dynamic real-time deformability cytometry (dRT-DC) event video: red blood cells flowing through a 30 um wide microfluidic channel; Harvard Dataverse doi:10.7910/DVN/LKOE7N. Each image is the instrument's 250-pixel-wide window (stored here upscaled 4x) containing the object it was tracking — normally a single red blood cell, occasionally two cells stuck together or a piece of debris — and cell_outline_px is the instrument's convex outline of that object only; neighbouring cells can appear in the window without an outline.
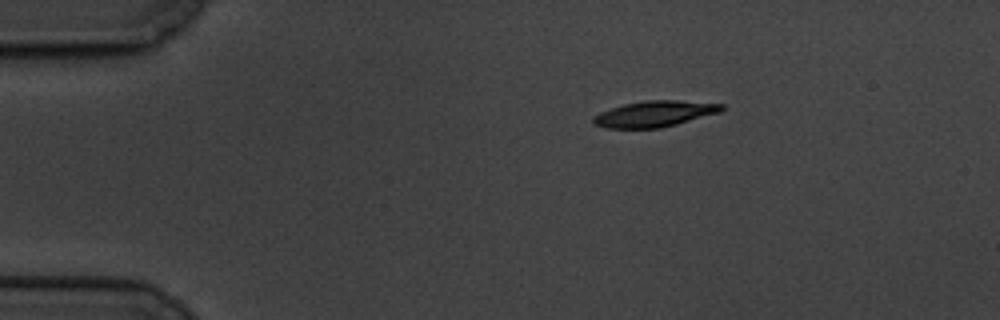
{"species": "common noctule bat (a hibernating species)", "species_latin": "Nyctalus noctula", "temperature_condition": "cold", "stored_images_in_passage": 8, "camera_frame_rate_fps": 3000, "um_per_image_px": 0.085, "animal": {"sex": "male", "body_mass_g": 19.5, "forearm_length_mm": 54.6}, "frame": {"image": 1, "passage_image": 1, "time_ms": 0.0, "image_size_px": [1000, 320], "cell_outline_px": [[724, 108], [720, 112], [676, 124], [660, 128], [608, 128], [596, 124], [592, 120], [592, 116], [600, 112], [624, 104], [644, 100], [676, 100], [724, 104]], "centroid_in_image_um": [55.64, 9.67], "position_along_channel_um": 29.4, "area_um2": 19.25}}
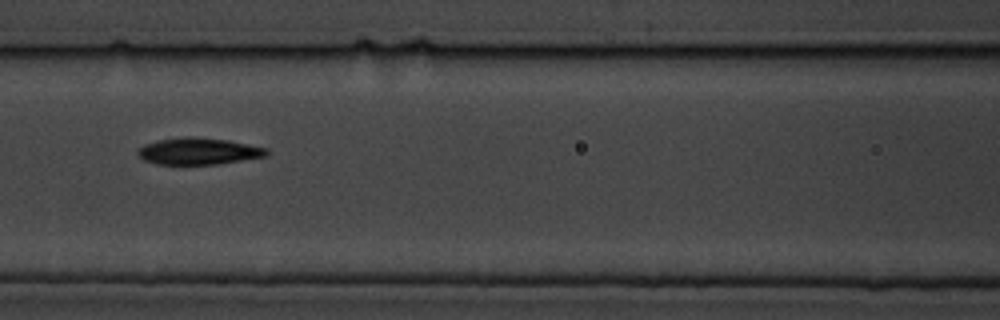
{"frame": {"image": 2, "passage_image": 5, "time_ms": 5.333, "image_size_px": [1000, 320], "cell_outline_px": [[268, 156], [216, 164], [156, 164], [144, 160], [136, 152], [144, 144], [160, 140], [184, 136], [192, 136], [228, 140], [268, 148]], "centroid_in_image_um": [16.89, 12.85], "position_along_channel_um": 149.7, "area_um2": 20.0}}
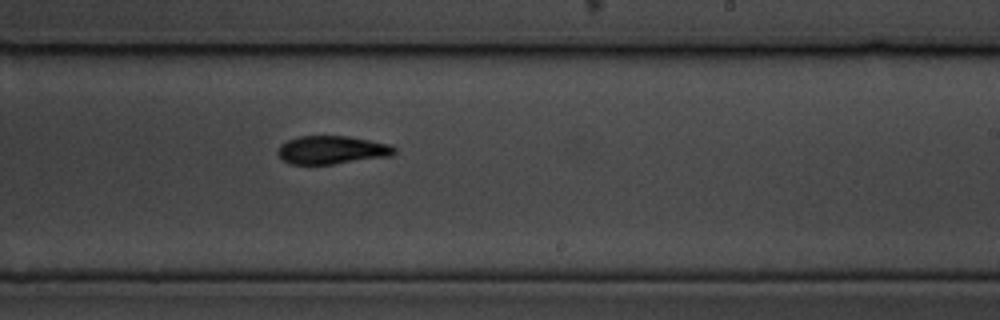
{"frame": {"image": 3, "passage_image": 8, "time_ms": 8.667, "image_size_px": [1000, 320], "cell_outline_px": [[396, 152], [392, 156], [332, 164], [292, 164], [284, 160], [276, 152], [280, 144], [296, 136], [348, 136], [392, 144], [396, 148]], "centroid_in_image_um": [28.24, 12.74], "position_along_channel_um": 260.8, "area_um2": 19.31}}